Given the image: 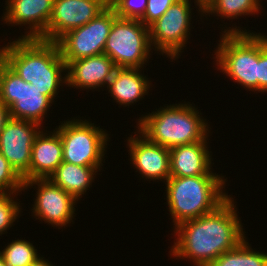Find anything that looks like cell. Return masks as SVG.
<instances>
[{
  "instance_id": "27",
  "label": "cell",
  "mask_w": 267,
  "mask_h": 266,
  "mask_svg": "<svg viewBox=\"0 0 267 266\" xmlns=\"http://www.w3.org/2000/svg\"><path fill=\"white\" fill-rule=\"evenodd\" d=\"M258 92H267V36L258 33Z\"/></svg>"
},
{
  "instance_id": "29",
  "label": "cell",
  "mask_w": 267,
  "mask_h": 266,
  "mask_svg": "<svg viewBox=\"0 0 267 266\" xmlns=\"http://www.w3.org/2000/svg\"><path fill=\"white\" fill-rule=\"evenodd\" d=\"M10 119L11 115L9 107L0 101V133Z\"/></svg>"
},
{
  "instance_id": "17",
  "label": "cell",
  "mask_w": 267,
  "mask_h": 266,
  "mask_svg": "<svg viewBox=\"0 0 267 266\" xmlns=\"http://www.w3.org/2000/svg\"><path fill=\"white\" fill-rule=\"evenodd\" d=\"M62 151L59 133L53 130L49 134L40 129L33 142L29 170L22 176L23 181L48 179L63 162Z\"/></svg>"
},
{
  "instance_id": "1",
  "label": "cell",
  "mask_w": 267,
  "mask_h": 266,
  "mask_svg": "<svg viewBox=\"0 0 267 266\" xmlns=\"http://www.w3.org/2000/svg\"><path fill=\"white\" fill-rule=\"evenodd\" d=\"M235 208L229 196L213 212L173 227L176 241L170 249L171 257L190 259L195 266H209L221 254L234 249L246 237Z\"/></svg>"
},
{
  "instance_id": "9",
  "label": "cell",
  "mask_w": 267,
  "mask_h": 266,
  "mask_svg": "<svg viewBox=\"0 0 267 266\" xmlns=\"http://www.w3.org/2000/svg\"><path fill=\"white\" fill-rule=\"evenodd\" d=\"M191 0H177L149 27L150 42L154 51L176 60L190 37L192 19ZM190 27V28H189Z\"/></svg>"
},
{
  "instance_id": "12",
  "label": "cell",
  "mask_w": 267,
  "mask_h": 266,
  "mask_svg": "<svg viewBox=\"0 0 267 266\" xmlns=\"http://www.w3.org/2000/svg\"><path fill=\"white\" fill-rule=\"evenodd\" d=\"M107 6L102 0H54L46 41L57 42L67 32L91 21Z\"/></svg>"
},
{
  "instance_id": "4",
  "label": "cell",
  "mask_w": 267,
  "mask_h": 266,
  "mask_svg": "<svg viewBox=\"0 0 267 266\" xmlns=\"http://www.w3.org/2000/svg\"><path fill=\"white\" fill-rule=\"evenodd\" d=\"M220 175L174 177L165 182L166 200L176 227L180 223L213 212L229 196L226 179Z\"/></svg>"
},
{
  "instance_id": "32",
  "label": "cell",
  "mask_w": 267,
  "mask_h": 266,
  "mask_svg": "<svg viewBox=\"0 0 267 266\" xmlns=\"http://www.w3.org/2000/svg\"><path fill=\"white\" fill-rule=\"evenodd\" d=\"M0 266H7L1 254H0Z\"/></svg>"
},
{
  "instance_id": "21",
  "label": "cell",
  "mask_w": 267,
  "mask_h": 266,
  "mask_svg": "<svg viewBox=\"0 0 267 266\" xmlns=\"http://www.w3.org/2000/svg\"><path fill=\"white\" fill-rule=\"evenodd\" d=\"M259 0H205L203 1V13L218 15L221 18L238 19L240 16L254 15L261 10ZM207 13V14H206Z\"/></svg>"
},
{
  "instance_id": "13",
  "label": "cell",
  "mask_w": 267,
  "mask_h": 266,
  "mask_svg": "<svg viewBox=\"0 0 267 266\" xmlns=\"http://www.w3.org/2000/svg\"><path fill=\"white\" fill-rule=\"evenodd\" d=\"M40 127L31 121L11 118L0 133V153L21 177L29 170L33 142Z\"/></svg>"
},
{
  "instance_id": "10",
  "label": "cell",
  "mask_w": 267,
  "mask_h": 266,
  "mask_svg": "<svg viewBox=\"0 0 267 266\" xmlns=\"http://www.w3.org/2000/svg\"><path fill=\"white\" fill-rule=\"evenodd\" d=\"M117 17L108 5L91 21L63 35L57 44L64 62L104 54L106 40Z\"/></svg>"
},
{
  "instance_id": "18",
  "label": "cell",
  "mask_w": 267,
  "mask_h": 266,
  "mask_svg": "<svg viewBox=\"0 0 267 266\" xmlns=\"http://www.w3.org/2000/svg\"><path fill=\"white\" fill-rule=\"evenodd\" d=\"M207 140L179 145L170 151V176L188 177L199 175H218L211 167V151Z\"/></svg>"
},
{
  "instance_id": "22",
  "label": "cell",
  "mask_w": 267,
  "mask_h": 266,
  "mask_svg": "<svg viewBox=\"0 0 267 266\" xmlns=\"http://www.w3.org/2000/svg\"><path fill=\"white\" fill-rule=\"evenodd\" d=\"M209 266H267V253L254 251L246 240L224 252Z\"/></svg>"
},
{
  "instance_id": "25",
  "label": "cell",
  "mask_w": 267,
  "mask_h": 266,
  "mask_svg": "<svg viewBox=\"0 0 267 266\" xmlns=\"http://www.w3.org/2000/svg\"><path fill=\"white\" fill-rule=\"evenodd\" d=\"M24 181L7 159L0 153V193L24 191Z\"/></svg>"
},
{
  "instance_id": "3",
  "label": "cell",
  "mask_w": 267,
  "mask_h": 266,
  "mask_svg": "<svg viewBox=\"0 0 267 266\" xmlns=\"http://www.w3.org/2000/svg\"><path fill=\"white\" fill-rule=\"evenodd\" d=\"M192 104H170L142 115L136 127L151 142L171 149L209 140V124Z\"/></svg>"
},
{
  "instance_id": "8",
  "label": "cell",
  "mask_w": 267,
  "mask_h": 266,
  "mask_svg": "<svg viewBox=\"0 0 267 266\" xmlns=\"http://www.w3.org/2000/svg\"><path fill=\"white\" fill-rule=\"evenodd\" d=\"M0 101L9 107L11 118L31 121L40 126L49 107L54 104L43 91L25 82L1 58Z\"/></svg>"
},
{
  "instance_id": "15",
  "label": "cell",
  "mask_w": 267,
  "mask_h": 266,
  "mask_svg": "<svg viewBox=\"0 0 267 266\" xmlns=\"http://www.w3.org/2000/svg\"><path fill=\"white\" fill-rule=\"evenodd\" d=\"M2 21L14 26L29 25L25 35L18 39L46 41V29L53 11L54 0H6Z\"/></svg>"
},
{
  "instance_id": "24",
  "label": "cell",
  "mask_w": 267,
  "mask_h": 266,
  "mask_svg": "<svg viewBox=\"0 0 267 266\" xmlns=\"http://www.w3.org/2000/svg\"><path fill=\"white\" fill-rule=\"evenodd\" d=\"M17 193H0V235L7 233L21 213L20 203L14 200ZM5 232V233H3Z\"/></svg>"
},
{
  "instance_id": "30",
  "label": "cell",
  "mask_w": 267,
  "mask_h": 266,
  "mask_svg": "<svg viewBox=\"0 0 267 266\" xmlns=\"http://www.w3.org/2000/svg\"><path fill=\"white\" fill-rule=\"evenodd\" d=\"M44 257H39L34 263L29 266H53L51 262L49 263L48 260L43 259Z\"/></svg>"
},
{
  "instance_id": "7",
  "label": "cell",
  "mask_w": 267,
  "mask_h": 266,
  "mask_svg": "<svg viewBox=\"0 0 267 266\" xmlns=\"http://www.w3.org/2000/svg\"><path fill=\"white\" fill-rule=\"evenodd\" d=\"M152 49L149 28L138 19L117 17L106 40L104 54L117 68L143 69Z\"/></svg>"
},
{
  "instance_id": "20",
  "label": "cell",
  "mask_w": 267,
  "mask_h": 266,
  "mask_svg": "<svg viewBox=\"0 0 267 266\" xmlns=\"http://www.w3.org/2000/svg\"><path fill=\"white\" fill-rule=\"evenodd\" d=\"M101 168L78 166L63 161L48 179L78 201L91 188L96 172Z\"/></svg>"
},
{
  "instance_id": "23",
  "label": "cell",
  "mask_w": 267,
  "mask_h": 266,
  "mask_svg": "<svg viewBox=\"0 0 267 266\" xmlns=\"http://www.w3.org/2000/svg\"><path fill=\"white\" fill-rule=\"evenodd\" d=\"M0 254L7 266H29L40 257L34 245L25 239L13 240Z\"/></svg>"
},
{
  "instance_id": "28",
  "label": "cell",
  "mask_w": 267,
  "mask_h": 266,
  "mask_svg": "<svg viewBox=\"0 0 267 266\" xmlns=\"http://www.w3.org/2000/svg\"><path fill=\"white\" fill-rule=\"evenodd\" d=\"M177 0H147L145 13L140 21L149 28Z\"/></svg>"
},
{
  "instance_id": "2",
  "label": "cell",
  "mask_w": 267,
  "mask_h": 266,
  "mask_svg": "<svg viewBox=\"0 0 267 266\" xmlns=\"http://www.w3.org/2000/svg\"><path fill=\"white\" fill-rule=\"evenodd\" d=\"M8 43L0 48V58L25 82L43 91L54 102L59 87L67 83L66 63L57 42L16 39Z\"/></svg>"
},
{
  "instance_id": "33",
  "label": "cell",
  "mask_w": 267,
  "mask_h": 266,
  "mask_svg": "<svg viewBox=\"0 0 267 266\" xmlns=\"http://www.w3.org/2000/svg\"><path fill=\"white\" fill-rule=\"evenodd\" d=\"M102 1L105 2L107 5H111L114 0H102Z\"/></svg>"
},
{
  "instance_id": "5",
  "label": "cell",
  "mask_w": 267,
  "mask_h": 266,
  "mask_svg": "<svg viewBox=\"0 0 267 266\" xmlns=\"http://www.w3.org/2000/svg\"><path fill=\"white\" fill-rule=\"evenodd\" d=\"M234 27L221 33L213 57L217 69L246 90L258 92V33Z\"/></svg>"
},
{
  "instance_id": "16",
  "label": "cell",
  "mask_w": 267,
  "mask_h": 266,
  "mask_svg": "<svg viewBox=\"0 0 267 266\" xmlns=\"http://www.w3.org/2000/svg\"><path fill=\"white\" fill-rule=\"evenodd\" d=\"M117 67L106 55H96L66 64L67 86L76 89H100L107 86ZM107 84V85H106Z\"/></svg>"
},
{
  "instance_id": "11",
  "label": "cell",
  "mask_w": 267,
  "mask_h": 266,
  "mask_svg": "<svg viewBox=\"0 0 267 266\" xmlns=\"http://www.w3.org/2000/svg\"><path fill=\"white\" fill-rule=\"evenodd\" d=\"M37 185V187L35 186ZM38 188L32 213L36 220L54 227H65L73 222L77 200L49 179H33L24 182L23 189ZM72 220V221H71Z\"/></svg>"
},
{
  "instance_id": "14",
  "label": "cell",
  "mask_w": 267,
  "mask_h": 266,
  "mask_svg": "<svg viewBox=\"0 0 267 266\" xmlns=\"http://www.w3.org/2000/svg\"><path fill=\"white\" fill-rule=\"evenodd\" d=\"M128 137L130 161L142 178L166 182L170 178V151L157 143L151 142L139 130ZM142 135V136H141Z\"/></svg>"
},
{
  "instance_id": "31",
  "label": "cell",
  "mask_w": 267,
  "mask_h": 266,
  "mask_svg": "<svg viewBox=\"0 0 267 266\" xmlns=\"http://www.w3.org/2000/svg\"><path fill=\"white\" fill-rule=\"evenodd\" d=\"M203 1L205 0H194V4L197 5L199 8H198V12L201 14L200 17H204V13H203Z\"/></svg>"
},
{
  "instance_id": "19",
  "label": "cell",
  "mask_w": 267,
  "mask_h": 266,
  "mask_svg": "<svg viewBox=\"0 0 267 266\" xmlns=\"http://www.w3.org/2000/svg\"><path fill=\"white\" fill-rule=\"evenodd\" d=\"M141 68H116L107 89L116 103L127 107L148 95L151 81Z\"/></svg>"
},
{
  "instance_id": "26",
  "label": "cell",
  "mask_w": 267,
  "mask_h": 266,
  "mask_svg": "<svg viewBox=\"0 0 267 266\" xmlns=\"http://www.w3.org/2000/svg\"><path fill=\"white\" fill-rule=\"evenodd\" d=\"M146 5L147 0H114L110 6L120 18L140 20L145 13Z\"/></svg>"
},
{
  "instance_id": "6",
  "label": "cell",
  "mask_w": 267,
  "mask_h": 266,
  "mask_svg": "<svg viewBox=\"0 0 267 266\" xmlns=\"http://www.w3.org/2000/svg\"><path fill=\"white\" fill-rule=\"evenodd\" d=\"M63 145V161L78 166H103L109 135L85 119H70L55 128Z\"/></svg>"
}]
</instances>
